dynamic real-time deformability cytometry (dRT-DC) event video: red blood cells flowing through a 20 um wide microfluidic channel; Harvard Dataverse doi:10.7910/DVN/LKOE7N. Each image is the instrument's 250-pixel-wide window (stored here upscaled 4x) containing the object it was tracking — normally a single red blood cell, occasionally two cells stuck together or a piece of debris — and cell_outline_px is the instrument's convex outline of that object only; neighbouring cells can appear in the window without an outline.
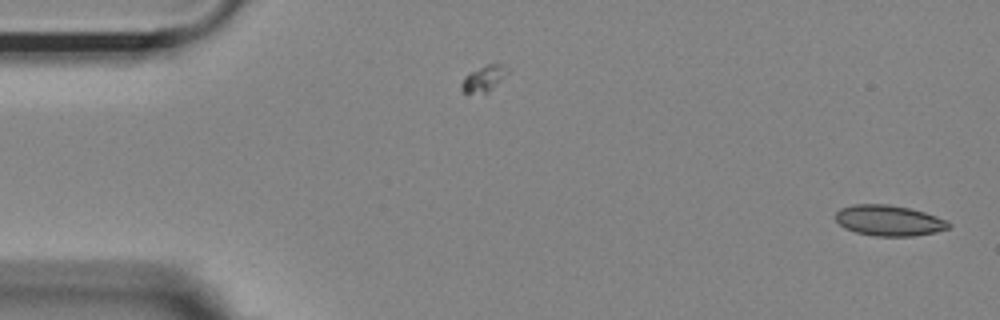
{"species": "Egyptian fruit bat (a non-hibernating species)", "species_latin": "Rousettus aegyptiacus", "temperature_condition": "room temperature", "stored_images_in_passage": 53, "camera_frame_rate_fps": 3000, "um_per_image_px": 0.085, "animal": {"sex": "female"}, "frame": {"image": 1, "passage_image": 1, "time_ms": 0.0, "image_size_px": [1000, 320], "cell_outline_px": [[952, 224], [948, 228], [936, 232], [912, 236], [876, 236], [856, 232], [844, 228], [836, 220], [836, 212], [840, 208], [852, 204], [888, 204], [908, 208], [924, 212], [948, 220]], "centroid_in_image_um": [75.56, 18.74], "position_along_channel_um": 9.4, "area_um2": 20.23}}
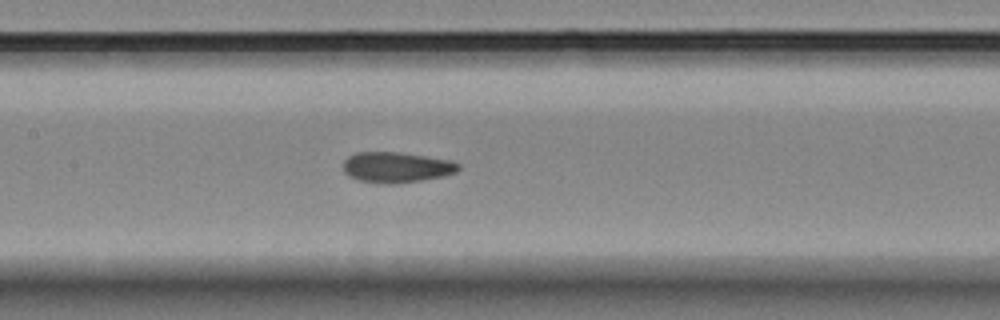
{"frame": {"image": 2, "passage_image": 24, "time_ms": 7.667, "image_size_px": [1000, 320], "cell_outline_px": [[460, 168], [456, 172], [444, 176], [420, 180], [356, 180], [348, 176], [344, 172], [344, 160], [348, 156], [356, 152], [400, 152], [452, 160], [460, 164]], "centroid_in_image_um": [33.73, 14.15], "position_along_channel_um": 173.7, "area_um2": 19.65}}
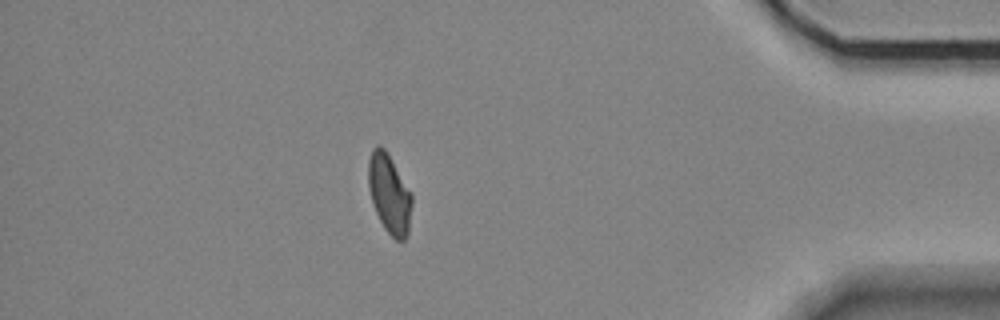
{"frame": {"image": 3, "passage_image": 46, "time_ms": 15.0, "image_size_px": [1000, 320], "cell_outline_px": [[412, 204], [408, 232], [404, 240], [396, 240], [384, 228], [376, 212], [372, 200], [368, 184], [368, 160], [372, 148], [376, 144], [380, 144], [384, 148], [412, 192]], "centroid_in_image_um": [33.09, 16.44], "position_along_channel_um": 402.1, "area_um2": 20.06}, "authors_computed_cell_mechanics": {"area_um2": 20.4034, "velocity_mm_per_s": 3.6799, "shape_relaxation_time_tau1_ms": null, "shape_relaxation_time_tau2_ms": 1.9145, "deformation_change_tau1": null, "deformation_change_tau2": 0.0725}}